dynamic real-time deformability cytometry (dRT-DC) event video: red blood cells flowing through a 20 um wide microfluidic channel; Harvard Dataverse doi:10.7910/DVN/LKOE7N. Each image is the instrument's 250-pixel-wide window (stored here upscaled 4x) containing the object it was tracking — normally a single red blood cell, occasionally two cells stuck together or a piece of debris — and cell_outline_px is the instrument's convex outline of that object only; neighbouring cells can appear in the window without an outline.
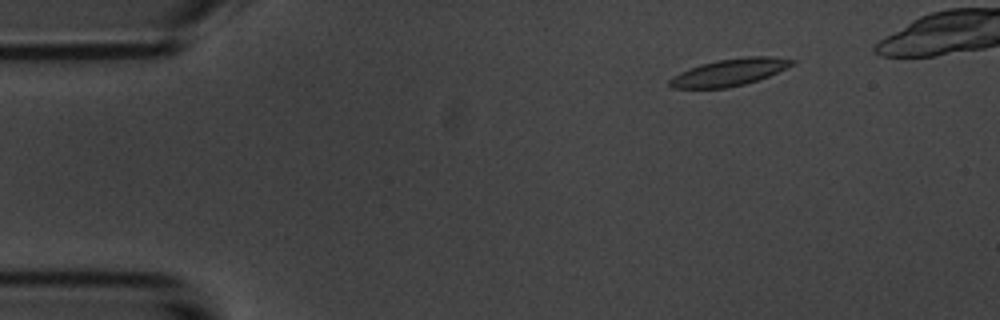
{"species": "common noctule bat (a hibernating species)", "species_latin": "Nyctalus noctula", "temperature_condition": "room temperature", "stored_images_in_passage": 8, "segment_of_instrument_passage": [1, 2], "camera_frame_rate_fps": 3000, "um_per_image_px": 0.085, "animal": {"sex": "male", "body_mass_g": 20.1, "forearm_length_mm": 53.5}, "frame": {"image": 1, "passage_image": 2, "time_ms": 1.333, "image_size_px": [1000, 320], "cell_outline_px": [[796, 60], [792, 64], [768, 76], [744, 84], [724, 88], [672, 88], [668, 84], [668, 80], [672, 76], [688, 68], [700, 64], [716, 60], [748, 56], [768, 56]], "centroid_in_image_um": [61.92, 6.14], "position_along_channel_um": 23.1, "area_um2": 19.07}}
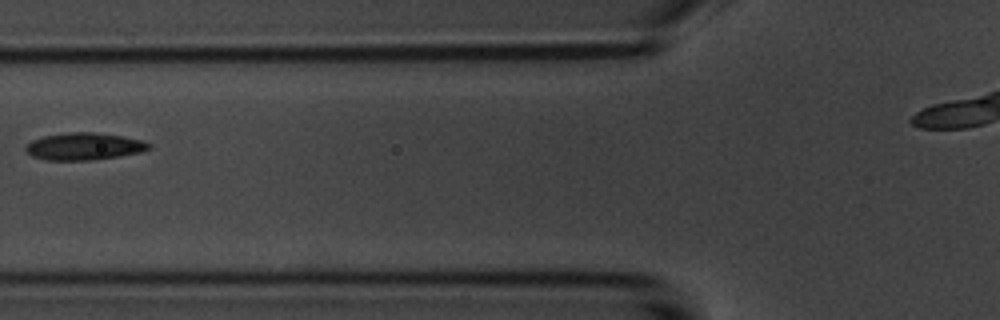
{"frame": {"image": 2, "passage_image": 6, "time_ms": 6.0, "image_size_px": [1000, 320], "cell_outline_px": [[152, 148], [140, 152], [120, 156], [92, 160], [48, 160], [32, 156], [24, 148], [32, 140], [44, 136], [68, 132], [92, 132], [124, 136], [144, 140], [152, 144]], "centroid_in_image_um": [7.2, 12.44], "position_along_channel_um": 118.6, "area_um2": 19.59}}
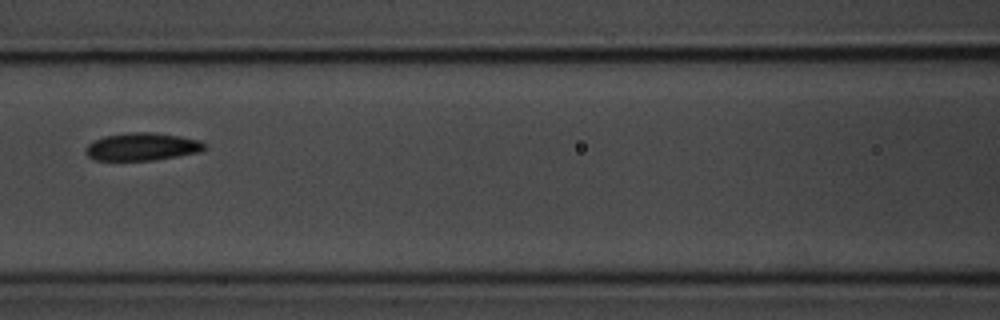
{"frame": {"image": 3, "passage_image": 7, "time_ms": 7.0, "image_size_px": [1000, 320], "cell_outline_px": [[208, 148], [200, 152], [152, 160], [92, 160], [84, 152], [84, 148], [88, 144], [104, 136], [128, 132], [156, 132], [180, 136], [200, 140], [208, 144]], "centroid_in_image_um": [12.1, 12.46], "position_along_channel_um": 154.5, "area_um2": 19.42}}